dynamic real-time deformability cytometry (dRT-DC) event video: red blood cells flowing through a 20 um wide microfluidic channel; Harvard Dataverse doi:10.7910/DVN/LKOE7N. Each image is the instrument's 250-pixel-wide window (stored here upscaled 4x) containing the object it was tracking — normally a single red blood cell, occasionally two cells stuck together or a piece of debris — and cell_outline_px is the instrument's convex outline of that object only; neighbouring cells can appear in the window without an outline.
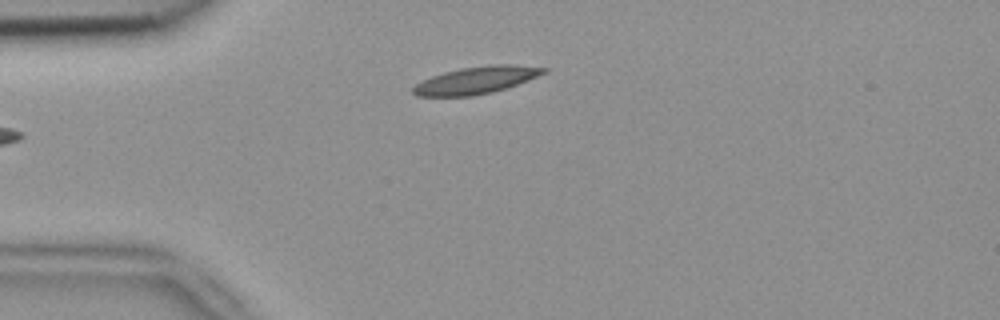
{"species": "common noctule bat (a hibernating species)", "species_latin": "Nyctalus noctula", "temperature_condition": "room temperature", "stored_images_in_passage": 6, "camera_frame_rate_fps": 3000, "um_per_image_px": 0.085, "animal": {"sex": "female", "body_mass_g": 18.4}, "frame": {"image": 1, "passage_image": 6, "time_ms": 1.667, "image_size_px": [1000, 320], "cell_outline_px": [[548, 72], [528, 80], [492, 92], [472, 96], [416, 96], [412, 92], [412, 88], [416, 84], [432, 76], [444, 72], [460, 68], [488, 64], [512, 64], [548, 68]], "centroid_in_image_um": [40.49, 6.8], "position_along_channel_um": 44.5, "area_um2": 20.63}}